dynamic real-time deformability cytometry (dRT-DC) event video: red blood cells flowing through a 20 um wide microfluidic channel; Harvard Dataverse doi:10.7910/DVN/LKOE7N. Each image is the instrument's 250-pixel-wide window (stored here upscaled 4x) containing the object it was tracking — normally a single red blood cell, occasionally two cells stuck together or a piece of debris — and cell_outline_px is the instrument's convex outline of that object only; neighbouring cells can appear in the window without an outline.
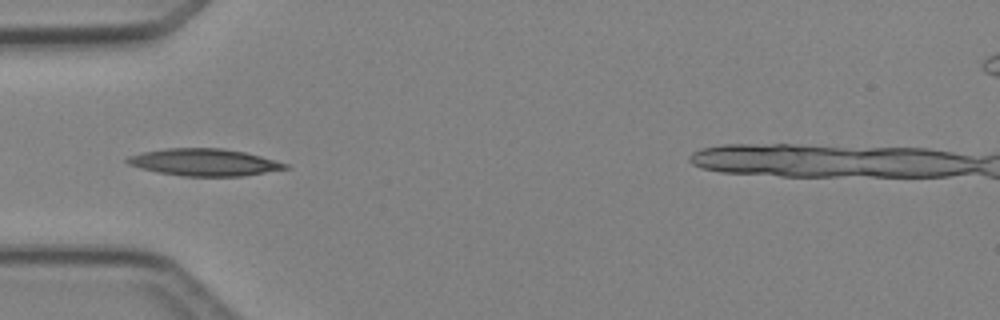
{"species": "Egyptian fruit bat (a non-hibernating species)", "species_latin": "Rousettus aegyptiacus", "temperature_condition": "cold", "stored_images_in_passage": 4, "camera_frame_rate_fps": 3000, "um_per_image_px": 0.085, "animal": {"sex": "female"}, "frame": {"image": 1, "passage_image": 4, "time_ms": 3.667, "image_size_px": [1000, 320], "cell_outline_px": [[292, 168], [240, 176], [184, 176], [156, 172], [140, 168], [128, 164], [124, 160], [128, 156], [144, 152], [164, 148], [224, 148], [244, 152], [260, 156], [288, 164]], "centroid_in_image_um": [17.34, 13.79], "position_along_channel_um": 67.7, "area_um2": 24.91}}